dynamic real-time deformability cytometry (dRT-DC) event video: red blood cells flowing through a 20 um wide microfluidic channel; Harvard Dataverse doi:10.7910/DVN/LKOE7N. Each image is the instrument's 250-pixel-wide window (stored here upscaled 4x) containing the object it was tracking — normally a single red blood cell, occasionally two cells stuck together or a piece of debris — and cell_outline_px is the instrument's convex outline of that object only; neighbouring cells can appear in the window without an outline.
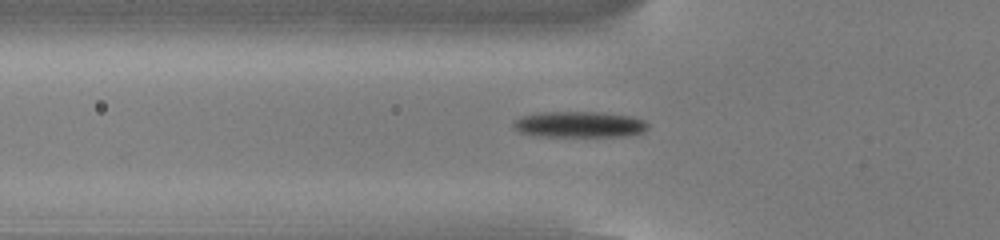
{"species": "common noctule bat (a hibernating species)", "species_latin": "Nyctalus noctula", "temperature_condition": "cold", "stored_images_in_passage": 45, "camera_frame_rate_fps": 3000, "um_per_image_px": 0.085, "animal": {"sex": "male", "body_mass_g": 13.0, "forearm_length_mm": 53.1}, "frame": {"image": 1, "passage_image": 19, "time_ms": 6.0, "image_size_px": [1000, 240], "cell_outline_px": [[648, 128], [644, 132], [624, 136], [536, 136], [520, 132], [512, 128], [512, 120], [520, 116], [540, 112], [596, 112], [632, 116], [644, 120], [648, 124]], "centroid_in_image_um": [49.19, 10.57], "position_along_channel_um": 76.6, "area_um2": 20.58}}
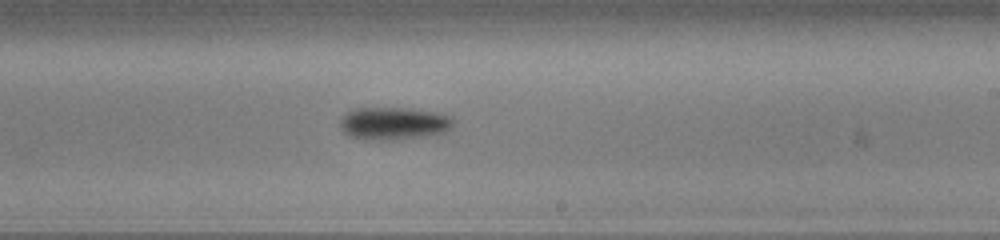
{"frame": {"image": 2, "passage_image": 33, "time_ms": 10.667, "image_size_px": [1000, 240], "cell_outline_px": [[456, 120], [452, 128], [444, 132], [420, 136], [380, 140], [368, 140], [348, 136], [340, 128], [340, 120], [352, 108], [412, 108], [436, 112], [452, 116]], "centroid_in_image_um": [33.47, 10.47], "position_along_channel_um": 255.5, "area_um2": 21.56}}
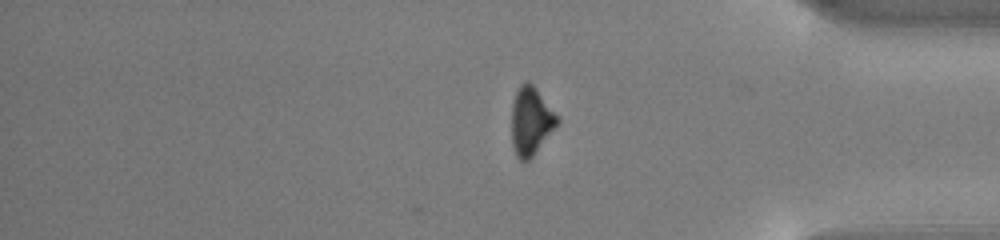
{"frame": {"image": 3, "passage_image": 45, "time_ms": 14.667, "image_size_px": [1000, 240], "cell_outline_px": [[560, 120], [532, 156], [528, 160], [520, 160], [516, 156], [512, 144], [512, 104], [516, 92], [520, 84], [524, 80], [528, 80], [536, 88]], "centroid_in_image_um": [45.09, 10.26], "position_along_channel_um": 390.1, "area_um2": 17.69}, "authors_computed_cell_mechanics": {"area_um2": 19.4208, "velocity_mm_per_s": 3.8341, "shape_relaxation_time_tau1_ms": 1.9798, "shape_relaxation_time_tau2_ms": null, "deformation_change_tau1": 0.1264, "deformation_change_tau2": null}}